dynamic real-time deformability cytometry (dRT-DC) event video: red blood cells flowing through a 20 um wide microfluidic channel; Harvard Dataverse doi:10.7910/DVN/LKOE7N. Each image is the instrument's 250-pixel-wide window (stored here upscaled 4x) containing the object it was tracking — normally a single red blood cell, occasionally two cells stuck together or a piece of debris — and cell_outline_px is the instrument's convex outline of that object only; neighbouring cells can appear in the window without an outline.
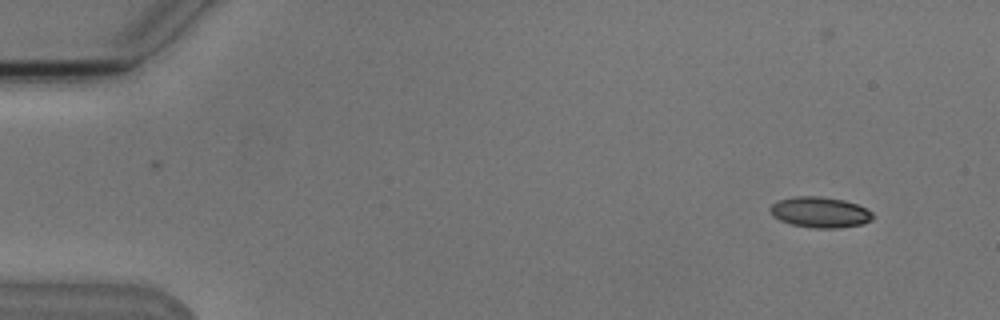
{"species": "Egyptian fruit bat (a non-hibernating species)", "species_latin": "Rousettus aegyptiacus", "temperature_condition": "cold", "stored_images_in_passage": 5, "camera_frame_rate_fps": 3000, "um_per_image_px": 0.085, "animal": {"sex": "male"}, "frame": {"image": 1, "passage_image": 1, "time_ms": 0.0, "image_size_px": [1000, 320], "cell_outline_px": [[876, 216], [872, 220], [860, 224], [836, 228], [812, 228], [792, 224], [780, 220], [772, 216], [768, 208], [772, 204], [780, 200], [796, 196], [820, 196], [844, 200], [856, 204], [872, 212]], "centroid_in_image_um": [69.69, 18.04], "position_along_channel_um": 15.3, "area_um2": 18.32}}
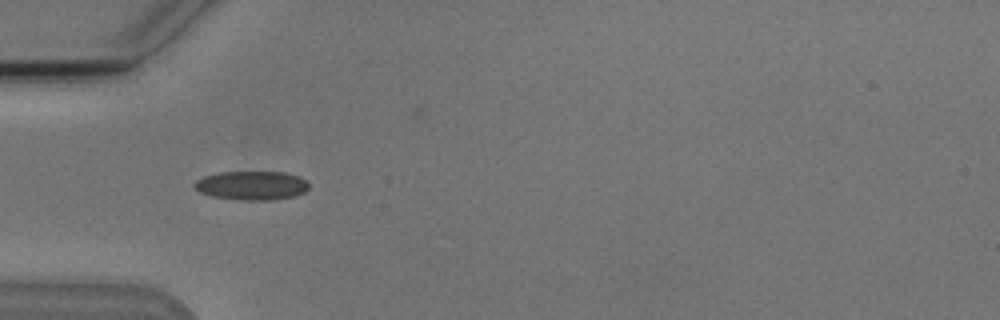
{"frame": {"image": 2, "passage_image": 4, "time_ms": 4.333, "image_size_px": [1000, 320], "cell_outline_px": [[308, 188], [304, 192], [296, 196], [272, 200], [240, 200], [212, 196], [200, 192], [192, 184], [196, 180], [204, 176], [220, 172], [284, 172], [296, 176], [304, 180], [308, 184]], "centroid_in_image_um": [21.37, 15.77], "position_along_channel_um": 63.6, "area_um2": 19.19}}